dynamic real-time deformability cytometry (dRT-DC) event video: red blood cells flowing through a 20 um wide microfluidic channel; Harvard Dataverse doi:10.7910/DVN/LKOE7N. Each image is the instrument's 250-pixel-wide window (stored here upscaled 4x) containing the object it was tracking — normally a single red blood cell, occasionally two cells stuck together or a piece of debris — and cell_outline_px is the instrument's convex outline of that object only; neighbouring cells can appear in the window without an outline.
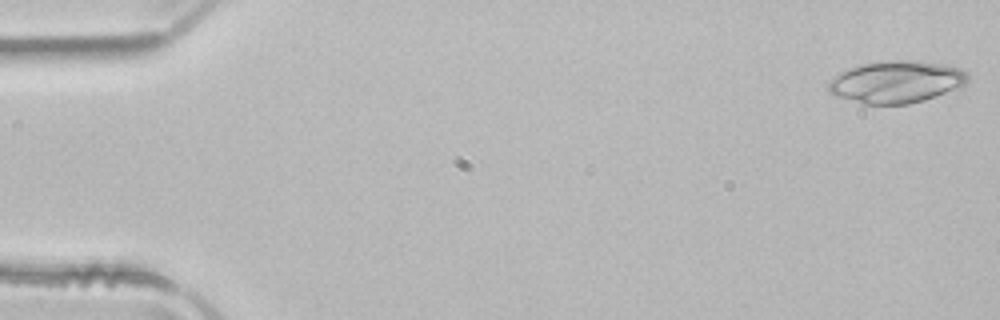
{"species": "common noctule bat (a hibernating species)", "species_latin": "Nyctalus noctula", "temperature_condition": "room temperature", "stored_images_in_passage": 50, "camera_frame_rate_fps": 3000, "um_per_image_px": 0.085, "animal": {"sex": "male", "body_mass_g": 21.5, "forearm_length_mm": 52.0}, "frame": {"image": 1, "passage_image": 1, "time_ms": 0.0, "image_size_px": [1000, 320], "cell_outline_px": [[968, 80], [960, 88], [924, 100], [908, 104], [860, 104], [836, 96], [828, 92], [828, 84], [840, 72], [860, 64], [892, 60], [920, 60], [944, 64], [960, 68], [968, 72]], "centroid_in_image_um": [76.21, 6.96], "position_along_channel_um": 8.8, "area_um2": 34.45}}